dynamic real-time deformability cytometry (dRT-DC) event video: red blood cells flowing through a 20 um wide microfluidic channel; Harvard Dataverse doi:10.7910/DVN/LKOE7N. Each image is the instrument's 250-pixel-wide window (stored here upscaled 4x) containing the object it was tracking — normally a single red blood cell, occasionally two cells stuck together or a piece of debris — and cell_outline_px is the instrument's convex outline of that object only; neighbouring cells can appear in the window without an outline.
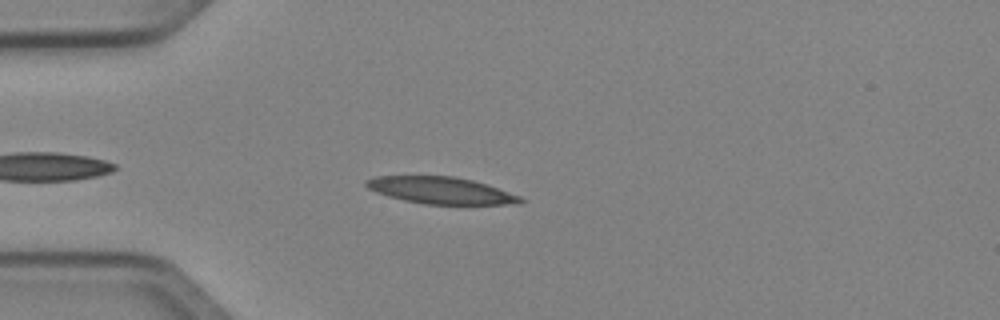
{"species": "Egyptian fruit bat (a non-hibernating species)", "species_latin": "Rousettus aegyptiacus", "temperature_condition": "cold", "stored_images_in_passage": 39, "camera_frame_rate_fps": 3000, "um_per_image_px": 0.085, "animal": {"sex": "female"}, "frame": {"image": 1, "passage_image": 5, "time_ms": 1.333, "image_size_px": [1000, 320], "cell_outline_px": [[528, 200], [520, 204], [424, 204], [404, 200], [388, 196], [376, 192], [368, 188], [364, 184], [364, 180], [376, 176], [452, 176], [472, 180], [520, 196]], "centroid_in_image_um": [37.46, 16.19], "position_along_channel_um": 47.5, "area_um2": 23.99}}
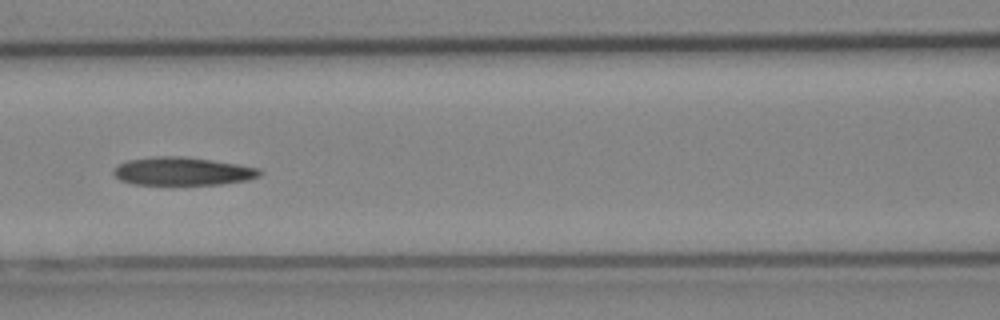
{"frame": {"image": 2, "passage_image": 14, "time_ms": 4.333, "image_size_px": [1000, 320], "cell_outline_px": [[260, 176], [248, 180], [220, 184], [132, 184], [120, 180], [112, 172], [120, 164], [128, 160], [160, 156], [180, 156], [236, 164], [260, 168]], "centroid_in_image_um": [15.52, 14.56], "position_along_channel_um": 151.1, "area_um2": 23.52}}
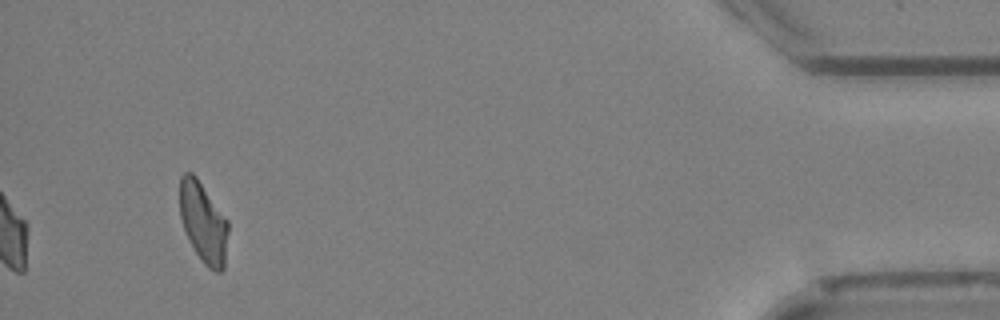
{"frame": {"image": 3, "passage_image": 39, "time_ms": 12.667, "image_size_px": [1000, 320], "cell_outline_px": [[228, 232], [224, 268], [220, 272], [216, 272], [208, 268], [204, 264], [196, 252], [184, 228], [180, 216], [180, 176], [184, 172], [192, 172], [196, 176], [228, 220]], "centroid_in_image_um": [17.29, 18.9], "position_along_channel_um": 417.9, "area_um2": 22.54}, "authors_computed_cell_mechanics": {"area_um2": 23.9292, "velocity_mm_per_s": 4.0289, "shape_relaxation_time_tau1_ms": null, "shape_relaxation_time_tau2_ms": 8.2713, "deformation_change_tau1": null, "deformation_change_tau2": 0.1898}}